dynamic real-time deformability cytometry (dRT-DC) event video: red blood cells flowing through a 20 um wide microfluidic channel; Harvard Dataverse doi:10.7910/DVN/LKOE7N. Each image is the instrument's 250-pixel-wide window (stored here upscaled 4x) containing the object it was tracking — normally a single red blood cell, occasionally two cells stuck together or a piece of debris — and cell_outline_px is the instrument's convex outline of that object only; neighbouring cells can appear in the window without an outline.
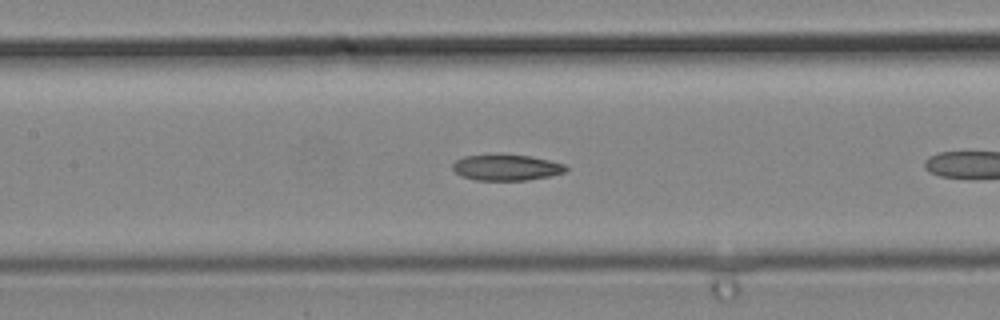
{"species": "common noctule bat (a hibernating species)", "species_latin": "Nyctalus noctula", "temperature_condition": "cold", "stored_images_in_passage": 10, "camera_frame_rate_fps": 3000, "um_per_image_px": 0.085, "animal": {"sex": "male", "body_mass_g": 19.2, "forearm_length_mm": 51.8}, "frame": {"image": 1, "passage_image": 6, "time_ms": 1.667, "image_size_px": [1000, 320], "cell_outline_px": [[568, 168], [564, 172], [548, 176], [524, 180], [476, 180], [460, 176], [452, 168], [452, 164], [456, 160], [464, 156], [528, 156], [548, 160], [564, 164]], "centroid_in_image_um": [43.01, 14.26], "position_along_channel_um": 164.4, "area_um2": 16.53}}